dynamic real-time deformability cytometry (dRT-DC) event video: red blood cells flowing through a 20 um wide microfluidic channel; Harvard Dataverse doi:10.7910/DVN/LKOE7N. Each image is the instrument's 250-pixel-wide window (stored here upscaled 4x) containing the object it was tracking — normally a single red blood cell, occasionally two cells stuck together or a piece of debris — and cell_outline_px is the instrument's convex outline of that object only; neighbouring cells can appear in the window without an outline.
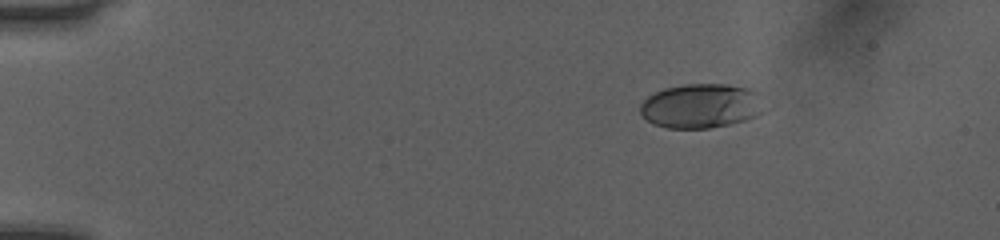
{"species": "human", "species_latin": "Homo sapiens", "temperature_condition": "room temperature", "stored_images_in_passage": 9, "camera_frame_rate_fps": 3000, "um_per_image_px": 0.085, "donor": {"sex": "female"}, "frame": {"image": 1, "passage_image": 1, "time_ms": 0.0, "image_size_px": [1000, 240], "cell_outline_px": [[764, 112], [756, 116], [744, 120], [728, 124], [708, 128], [668, 128], [652, 124], [640, 112], [640, 104], [648, 96], [664, 88], [684, 84], [728, 84], [748, 88], [760, 92]], "centroid_in_image_um": [59.61, 8.99], "position_along_channel_um": 25.4, "area_um2": 32.19}}
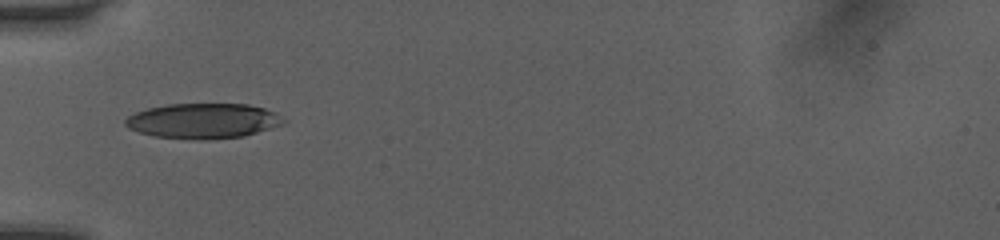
{"frame": {"image": 2, "passage_image": 8, "time_ms": 2.333, "image_size_px": [1000, 240], "cell_outline_px": [[288, 120], [284, 124], [244, 136], [200, 140], [156, 136], [140, 132], [128, 128], [124, 124], [124, 120], [128, 116], [136, 112], [148, 108], [168, 104], [248, 104], [264, 108], [276, 112]], "centroid_in_image_um": [17.3, 10.27], "position_along_channel_um": 67.7, "area_um2": 32.43}}